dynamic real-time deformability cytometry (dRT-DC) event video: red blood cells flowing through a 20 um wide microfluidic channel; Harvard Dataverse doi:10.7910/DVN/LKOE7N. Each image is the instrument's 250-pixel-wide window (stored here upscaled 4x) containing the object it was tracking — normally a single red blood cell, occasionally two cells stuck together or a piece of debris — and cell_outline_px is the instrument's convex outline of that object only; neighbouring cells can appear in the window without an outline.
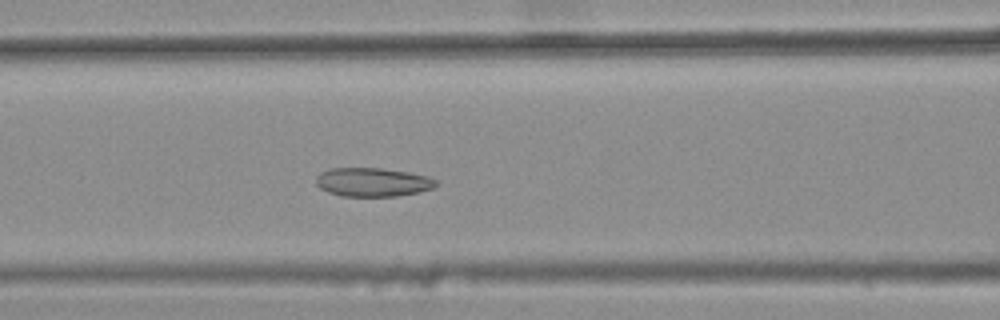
{"species": "common noctule bat (a hibernating species)", "species_latin": "Nyctalus noctula", "temperature_condition": "warm", "stored_images_in_passage": 43, "camera_frame_rate_fps": 3000, "um_per_image_px": 0.085, "animal": {"sex": "female", "body_mass_g": 25.1}, "frame": {"image": 1, "passage_image": 21, "time_ms": 6.667, "image_size_px": [1000, 320], "cell_outline_px": [[440, 184], [432, 188], [420, 192], [396, 196], [340, 196], [328, 192], [320, 188], [316, 184], [316, 176], [320, 172], [328, 168], [380, 168], [408, 172], [428, 176], [436, 180]], "centroid_in_image_um": [31.67, 15.48], "position_along_channel_um": 134.9, "area_um2": 20.29}}
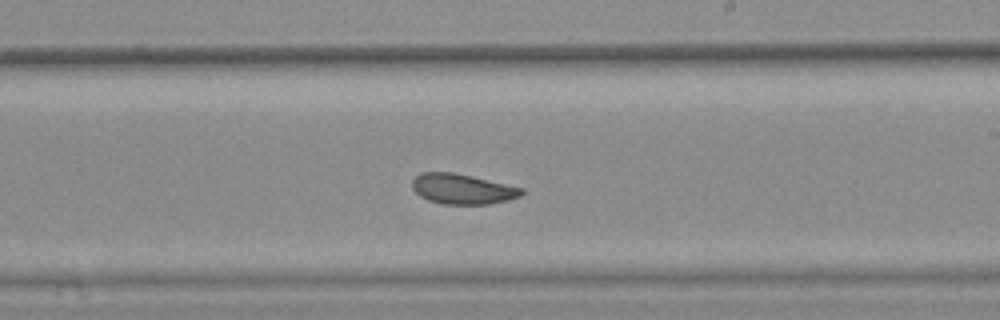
{"frame": {"image": 2, "passage_image": 30, "time_ms": 9.667, "image_size_px": [1000, 320], "cell_outline_px": [[524, 192], [520, 196], [508, 200], [492, 204], [444, 204], [428, 200], [420, 196], [412, 188], [412, 180], [420, 172], [452, 172], [472, 176], [524, 188]], "centroid_in_image_um": [39.31, 16.06], "position_along_channel_um": 249.7, "area_um2": 19.31}}
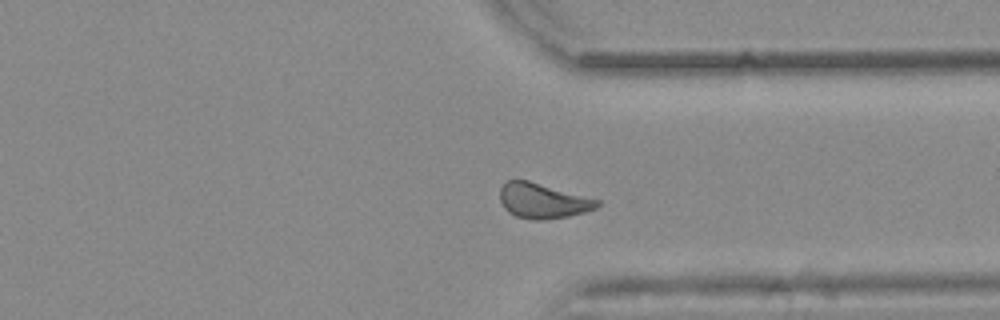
{"frame": {"image": 3, "passage_image": 39, "time_ms": 12.667, "image_size_px": [1000, 320], "cell_outline_px": [[600, 204], [596, 208], [584, 212], [568, 216], [544, 220], [532, 220], [516, 216], [508, 212], [504, 208], [500, 200], [500, 188], [504, 180], [528, 180], [600, 200]], "centroid_in_image_um": [46.11, 17.06], "position_along_channel_um": 365.3, "area_um2": 19.94}, "authors_computed_cell_mechanics": {"area_um2": 20.4034, "velocity_mm_per_s": 3.8384, "shape_relaxation_time_tau1_ms": null, "shape_relaxation_time_tau2_ms": 2.2241, "deformation_change_tau1": null, "deformation_change_tau2": 0.0794}}